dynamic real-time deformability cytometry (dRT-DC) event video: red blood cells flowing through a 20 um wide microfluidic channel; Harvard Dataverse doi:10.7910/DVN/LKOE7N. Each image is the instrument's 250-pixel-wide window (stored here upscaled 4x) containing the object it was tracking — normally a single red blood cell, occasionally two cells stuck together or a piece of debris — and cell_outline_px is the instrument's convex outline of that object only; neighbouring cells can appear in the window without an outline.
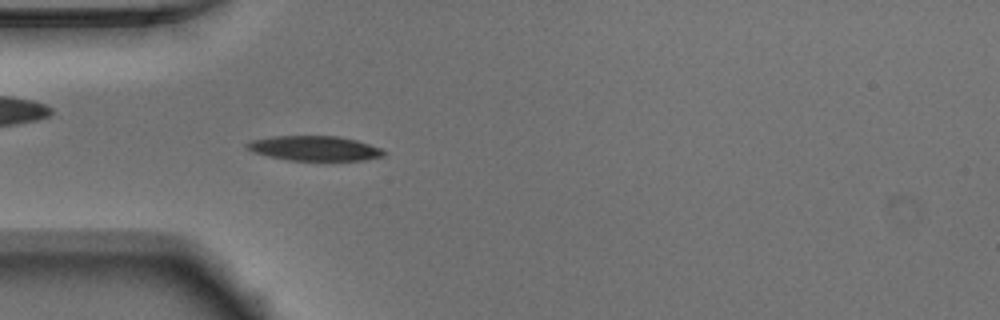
{"species": "Egyptian fruit bat (a non-hibernating species)", "species_latin": "Rousettus aegyptiacus", "temperature_condition": "warm", "stored_images_in_passage": 51, "camera_frame_rate_fps": 3000, "um_per_image_px": 0.085, "animal": {"sex": "male"}, "frame": {"image": 1, "passage_image": 15, "time_ms": 4.667, "image_size_px": [1000, 320], "cell_outline_px": [[388, 152], [384, 156], [364, 160], [288, 160], [268, 156], [252, 152], [244, 148], [244, 144], [252, 140], [272, 136], [340, 136], [356, 140], [380, 148]], "centroid_in_image_um": [26.7, 12.6], "position_along_channel_um": 58.3, "area_um2": 19.88}}
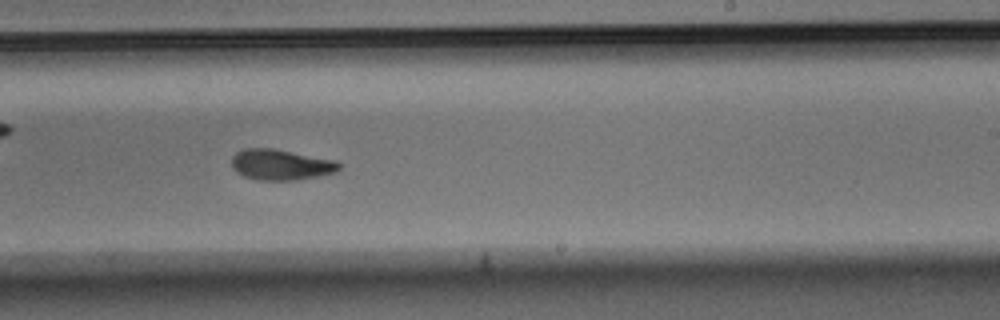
{"frame": {"image": 2, "passage_image": 31, "time_ms": 10.0, "image_size_px": [1000, 320], "cell_outline_px": [[340, 168], [336, 172], [320, 176], [296, 180], [256, 180], [244, 176], [236, 172], [232, 168], [232, 156], [236, 152], [244, 148], [272, 148], [336, 160], [340, 164]], "centroid_in_image_um": [23.86, 14.0], "position_along_channel_um": 265.1, "area_um2": 19.36}}
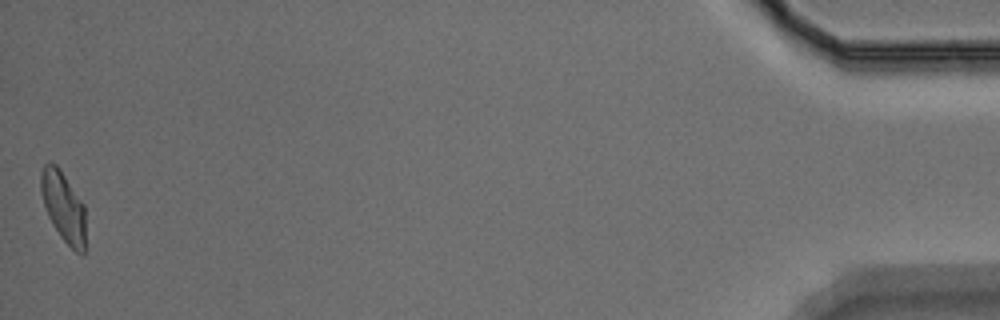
{"frame": {"image": 3, "passage_image": 51, "time_ms": 16.667, "image_size_px": [1000, 320], "cell_outline_px": [[84, 256], [80, 256], [60, 236], [52, 224], [48, 216], [40, 192], [40, 176], [44, 164], [56, 164], [60, 168], [84, 204]], "centroid_in_image_um": [5.38, 17.57], "position_along_channel_um": 429.8, "area_um2": 18.21}, "authors_computed_cell_mechanics": {"area_um2": 19.074, "velocity_mm_per_s": 3.9184, "shape_relaxation_time_tau1_ms": 3.7126, "shape_relaxation_time_tau2_ms": 2.9288, "deformation_change_tau1": 0.1601, "deformation_change_tau2": 0.095}}